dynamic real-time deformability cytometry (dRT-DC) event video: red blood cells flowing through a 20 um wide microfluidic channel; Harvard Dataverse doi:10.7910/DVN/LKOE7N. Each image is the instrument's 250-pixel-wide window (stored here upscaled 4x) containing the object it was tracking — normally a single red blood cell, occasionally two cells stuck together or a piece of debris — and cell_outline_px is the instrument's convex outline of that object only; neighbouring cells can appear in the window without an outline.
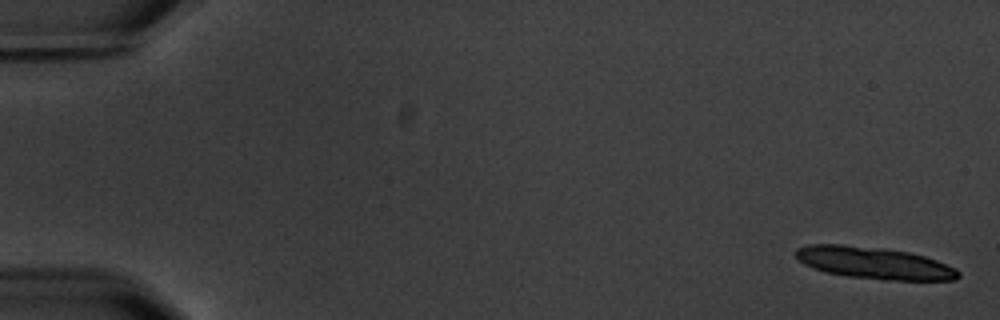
{"species": "common noctule bat (a hibernating species)", "species_latin": "Nyctalus noctula", "temperature_condition": "warm", "stored_images_in_passage": 4, "camera_frame_rate_fps": 3000, "um_per_image_px": 0.085, "animal": {"sex": "male", "body_mass_g": 20.1, "forearm_length_mm": 53.5}, "frame": {"image": 1, "passage_image": 1, "time_ms": 0.0, "image_size_px": [1000, 320], "cell_outline_px": [[960, 276], [956, 280], [884, 280], [848, 276], [824, 272], [812, 268], [804, 264], [796, 256], [796, 248], [808, 244], [840, 244], [884, 248], [908, 252], [924, 256], [936, 260], [956, 268], [960, 272]], "centroid_in_image_um": [74.3, 22.35], "position_along_channel_um": 10.7, "area_um2": 30.35}}